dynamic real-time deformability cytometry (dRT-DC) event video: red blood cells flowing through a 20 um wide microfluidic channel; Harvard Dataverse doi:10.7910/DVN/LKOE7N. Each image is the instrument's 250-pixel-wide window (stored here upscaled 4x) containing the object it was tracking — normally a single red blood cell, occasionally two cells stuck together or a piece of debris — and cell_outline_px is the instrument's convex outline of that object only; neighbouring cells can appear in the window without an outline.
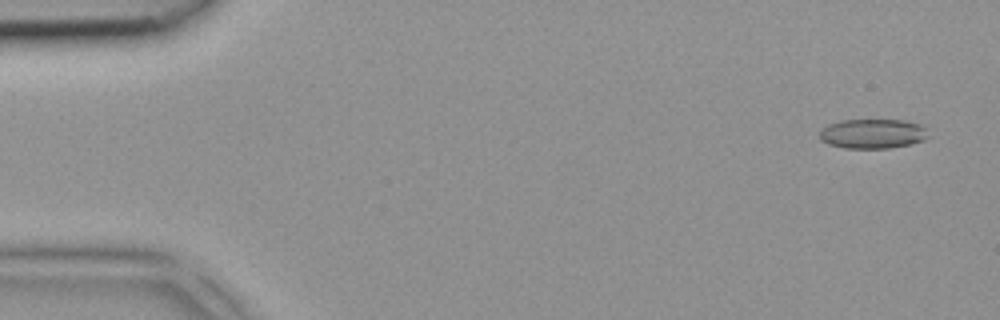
{"species": "common noctule bat (a hibernating species)", "species_latin": "Nyctalus noctula", "temperature_condition": "room temperature", "stored_images_in_passage": 4, "camera_frame_rate_fps": 3000, "um_per_image_px": 0.085, "animal": {"sex": "female", "body_mass_g": 18.4}, "frame": {"image": 1, "passage_image": 1, "time_ms": 0.0, "image_size_px": [1000, 320], "cell_outline_px": [[924, 140], [912, 144], [888, 148], [844, 148], [828, 144], [820, 140], [820, 128], [828, 124], [840, 120], [904, 120], [920, 124], [924, 128]], "centroid_in_image_um": [74.1, 11.36], "position_along_channel_um": 10.9, "area_um2": 18.67}}